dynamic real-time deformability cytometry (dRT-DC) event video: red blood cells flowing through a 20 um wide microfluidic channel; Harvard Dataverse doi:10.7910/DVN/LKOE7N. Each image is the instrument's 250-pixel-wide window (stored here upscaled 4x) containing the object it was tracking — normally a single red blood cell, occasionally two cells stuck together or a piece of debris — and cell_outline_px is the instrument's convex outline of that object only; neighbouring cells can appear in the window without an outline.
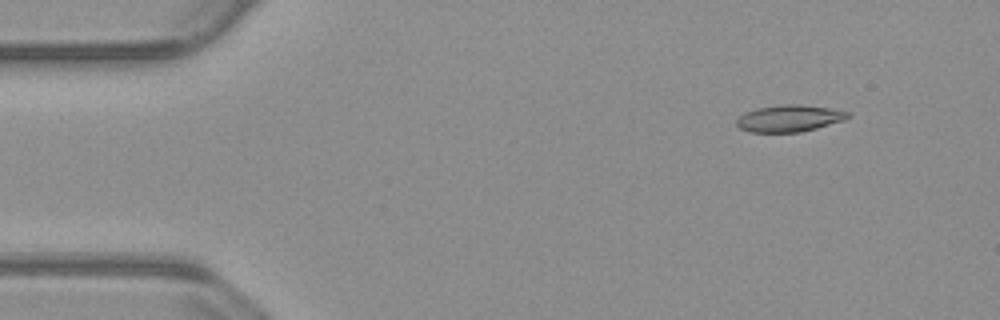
{"species": "common noctule bat (a hibernating species)", "species_latin": "Nyctalus noctula", "temperature_condition": "warm", "stored_images_in_passage": 54, "camera_frame_rate_fps": 3000, "um_per_image_px": 0.085, "animal": {"sex": "male", "body_mass_g": 23.1, "forearm_length_mm": 52.7}, "frame": {"image": 1, "passage_image": 6, "time_ms": 1.667, "image_size_px": [1000, 320], "cell_outline_px": [[852, 116], [844, 120], [816, 128], [800, 132], [748, 132], [740, 128], [736, 124], [736, 120], [744, 112], [756, 108], [780, 104], [800, 104], [828, 108], [852, 112]], "centroid_in_image_um": [67.09, 10.05], "position_along_channel_um": 17.9, "area_um2": 17.51}}
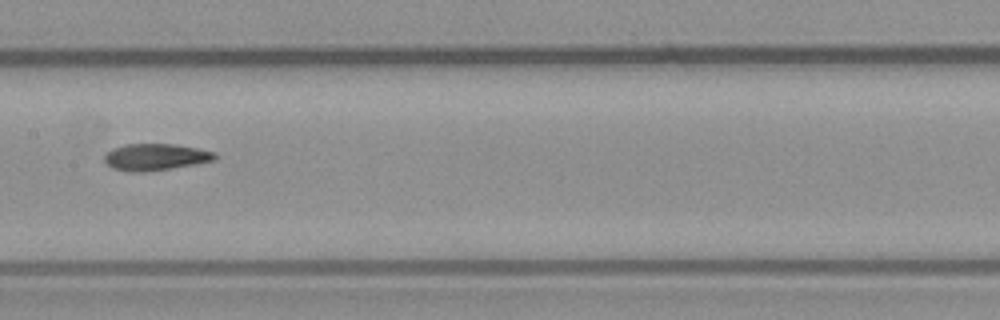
{"frame": {"image": 2, "passage_image": 27, "time_ms": 8.667, "image_size_px": [1000, 320], "cell_outline_px": [[216, 160], [196, 164], [144, 172], [132, 172], [112, 168], [104, 160], [104, 156], [112, 148], [124, 144], [176, 144], [216, 152]], "centroid_in_image_um": [13.22, 13.34], "position_along_channel_um": 194.2, "area_um2": 17.17}}
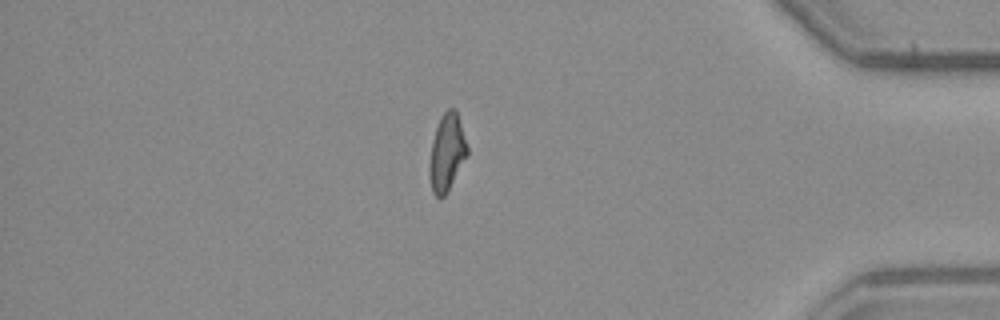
{"frame": {"image": 3, "passage_image": 46, "time_ms": 15.0, "image_size_px": [1000, 320], "cell_outline_px": [[468, 156], [444, 196], [440, 200], [432, 192], [428, 172], [428, 168], [432, 140], [440, 116], [448, 108], [456, 108], [468, 148]], "centroid_in_image_um": [37.97, 12.97], "position_along_channel_um": 397.2, "area_um2": 17.17}, "authors_computed_cell_mechanics": {"area_um2": 17.34, "velocity_mm_per_s": 3.8251, "shape_relaxation_time_tau1_ms": null, "shape_relaxation_time_tau2_ms": 9.7003, "deformation_change_tau1": null, "deformation_change_tau2": 0.1593}}